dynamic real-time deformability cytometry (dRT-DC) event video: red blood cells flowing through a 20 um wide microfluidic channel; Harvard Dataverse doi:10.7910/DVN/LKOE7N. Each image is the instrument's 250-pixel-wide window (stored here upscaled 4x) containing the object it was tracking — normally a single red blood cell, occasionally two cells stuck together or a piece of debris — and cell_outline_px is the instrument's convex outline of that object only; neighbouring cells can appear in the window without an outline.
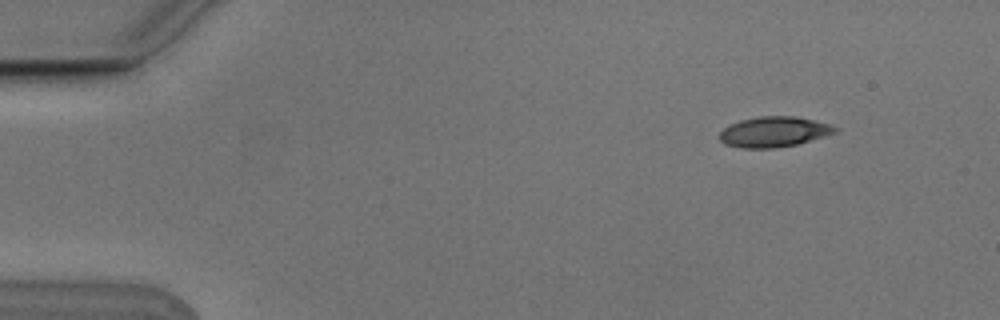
{"species": "Egyptian fruit bat (a non-hibernating species)", "species_latin": "Rousettus aegyptiacus", "temperature_condition": "cold", "stored_images_in_passage": 4, "camera_frame_rate_fps": 3000, "um_per_image_px": 0.085, "animal": {"sex": "male"}, "frame": {"image": 1, "passage_image": 1, "time_ms": 0.0, "image_size_px": [1000, 320], "cell_outline_px": [[840, 128], [836, 132], [824, 136], [796, 144], [776, 148], [740, 148], [724, 144], [720, 140], [720, 132], [728, 124], [740, 120], [760, 116], [792, 116], [812, 120], [828, 124]], "centroid_in_image_um": [65.74, 11.21], "position_along_channel_um": 19.3, "area_um2": 20.35}}
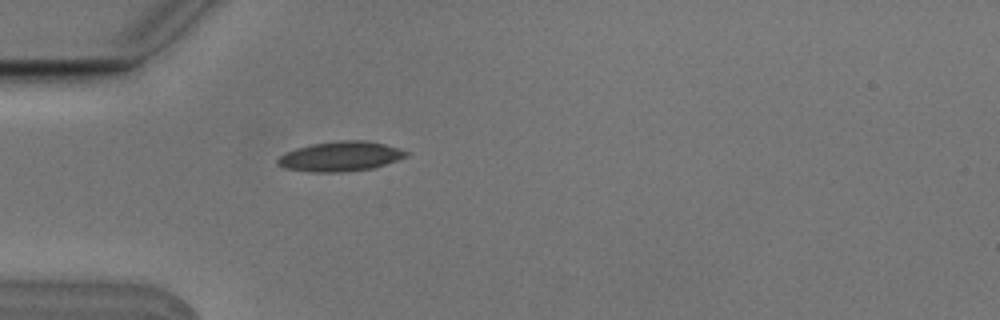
{"frame": {"image": 2, "passage_image": 4, "time_ms": 1.0, "image_size_px": [1000, 320], "cell_outline_px": [[408, 156], [372, 168], [340, 172], [312, 172], [284, 168], [276, 164], [276, 160], [280, 156], [296, 148], [312, 144], [340, 140], [364, 140], [384, 144], [400, 148], [408, 152]], "centroid_in_image_um": [28.92, 13.29], "position_along_channel_um": 56.1, "area_um2": 22.14}}